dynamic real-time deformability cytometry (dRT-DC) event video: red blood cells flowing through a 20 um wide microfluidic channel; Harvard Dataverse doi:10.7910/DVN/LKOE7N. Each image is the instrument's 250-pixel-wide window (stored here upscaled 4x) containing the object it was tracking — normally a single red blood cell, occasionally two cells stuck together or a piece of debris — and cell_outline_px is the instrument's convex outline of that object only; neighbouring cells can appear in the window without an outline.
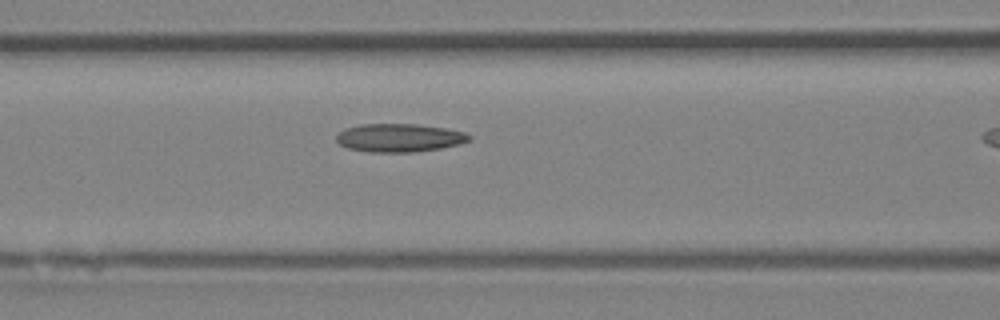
{"species": "Egyptian fruit bat (a non-hibernating species)", "species_latin": "Rousettus aegyptiacus", "temperature_condition": "room temperature", "stored_images_in_passage": 11, "camera_frame_rate_fps": 3000, "um_per_image_px": 0.085, "animal": {"sex": "female"}, "frame": {"image": 1, "passage_image": 10, "time_ms": 3.0, "image_size_px": [1000, 320], "cell_outline_px": [[472, 140], [460, 144], [440, 148], [416, 152], [368, 152], [348, 148], [340, 144], [336, 140], [336, 136], [344, 128], [360, 124], [416, 124], [448, 128], [464, 132], [472, 136]], "centroid_in_image_um": [33.97, 11.71], "position_along_channel_um": 132.6, "area_um2": 22.08}}